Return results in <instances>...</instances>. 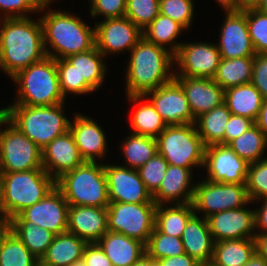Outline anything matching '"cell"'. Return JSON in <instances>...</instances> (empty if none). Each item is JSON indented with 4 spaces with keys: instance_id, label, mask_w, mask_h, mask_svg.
<instances>
[{
    "instance_id": "1",
    "label": "cell",
    "mask_w": 267,
    "mask_h": 266,
    "mask_svg": "<svg viewBox=\"0 0 267 266\" xmlns=\"http://www.w3.org/2000/svg\"><path fill=\"white\" fill-rule=\"evenodd\" d=\"M0 19V70L8 77L47 56L39 18Z\"/></svg>"
},
{
    "instance_id": "2",
    "label": "cell",
    "mask_w": 267,
    "mask_h": 266,
    "mask_svg": "<svg viewBox=\"0 0 267 266\" xmlns=\"http://www.w3.org/2000/svg\"><path fill=\"white\" fill-rule=\"evenodd\" d=\"M46 0L39 11L44 47L49 57L66 59L71 55L88 51L95 46V27L89 26L80 16L67 10H52ZM49 47V48H48Z\"/></svg>"
},
{
    "instance_id": "3",
    "label": "cell",
    "mask_w": 267,
    "mask_h": 266,
    "mask_svg": "<svg viewBox=\"0 0 267 266\" xmlns=\"http://www.w3.org/2000/svg\"><path fill=\"white\" fill-rule=\"evenodd\" d=\"M126 95H145L174 78V54L142 37L129 52ZM174 65V66H173Z\"/></svg>"
},
{
    "instance_id": "4",
    "label": "cell",
    "mask_w": 267,
    "mask_h": 266,
    "mask_svg": "<svg viewBox=\"0 0 267 266\" xmlns=\"http://www.w3.org/2000/svg\"><path fill=\"white\" fill-rule=\"evenodd\" d=\"M1 173L0 224H6L56 187V180L44 169Z\"/></svg>"
},
{
    "instance_id": "5",
    "label": "cell",
    "mask_w": 267,
    "mask_h": 266,
    "mask_svg": "<svg viewBox=\"0 0 267 266\" xmlns=\"http://www.w3.org/2000/svg\"><path fill=\"white\" fill-rule=\"evenodd\" d=\"M65 103L51 106L9 105L2 114L41 149L69 131L70 120Z\"/></svg>"
},
{
    "instance_id": "6",
    "label": "cell",
    "mask_w": 267,
    "mask_h": 266,
    "mask_svg": "<svg viewBox=\"0 0 267 266\" xmlns=\"http://www.w3.org/2000/svg\"><path fill=\"white\" fill-rule=\"evenodd\" d=\"M17 85L10 105L51 106L66 103L59 83L56 60L46 56L10 78Z\"/></svg>"
},
{
    "instance_id": "7",
    "label": "cell",
    "mask_w": 267,
    "mask_h": 266,
    "mask_svg": "<svg viewBox=\"0 0 267 266\" xmlns=\"http://www.w3.org/2000/svg\"><path fill=\"white\" fill-rule=\"evenodd\" d=\"M56 187L73 206L108 208L107 179L104 163L85 161L56 180Z\"/></svg>"
},
{
    "instance_id": "8",
    "label": "cell",
    "mask_w": 267,
    "mask_h": 266,
    "mask_svg": "<svg viewBox=\"0 0 267 266\" xmlns=\"http://www.w3.org/2000/svg\"><path fill=\"white\" fill-rule=\"evenodd\" d=\"M158 153L169 165L187 169L204 166L205 148L195 123L167 125L156 138Z\"/></svg>"
},
{
    "instance_id": "9",
    "label": "cell",
    "mask_w": 267,
    "mask_h": 266,
    "mask_svg": "<svg viewBox=\"0 0 267 266\" xmlns=\"http://www.w3.org/2000/svg\"><path fill=\"white\" fill-rule=\"evenodd\" d=\"M35 169H43L42 149L1 114L0 172Z\"/></svg>"
},
{
    "instance_id": "10",
    "label": "cell",
    "mask_w": 267,
    "mask_h": 266,
    "mask_svg": "<svg viewBox=\"0 0 267 266\" xmlns=\"http://www.w3.org/2000/svg\"><path fill=\"white\" fill-rule=\"evenodd\" d=\"M156 203L110 202L107 208L108 231L122 233L148 243L154 230Z\"/></svg>"
},
{
    "instance_id": "11",
    "label": "cell",
    "mask_w": 267,
    "mask_h": 266,
    "mask_svg": "<svg viewBox=\"0 0 267 266\" xmlns=\"http://www.w3.org/2000/svg\"><path fill=\"white\" fill-rule=\"evenodd\" d=\"M202 180V181H201ZM195 182L192 204L195 214L207 218L225 210L237 209L250 202L245 183L231 184L201 179Z\"/></svg>"
},
{
    "instance_id": "12",
    "label": "cell",
    "mask_w": 267,
    "mask_h": 266,
    "mask_svg": "<svg viewBox=\"0 0 267 266\" xmlns=\"http://www.w3.org/2000/svg\"><path fill=\"white\" fill-rule=\"evenodd\" d=\"M183 41L174 62L178 68L174 76L199 77L213 79L221 61L220 52L215 43Z\"/></svg>"
},
{
    "instance_id": "13",
    "label": "cell",
    "mask_w": 267,
    "mask_h": 266,
    "mask_svg": "<svg viewBox=\"0 0 267 266\" xmlns=\"http://www.w3.org/2000/svg\"><path fill=\"white\" fill-rule=\"evenodd\" d=\"M95 46L106 57L130 52L143 37L142 30L127 17L95 20Z\"/></svg>"
},
{
    "instance_id": "14",
    "label": "cell",
    "mask_w": 267,
    "mask_h": 266,
    "mask_svg": "<svg viewBox=\"0 0 267 266\" xmlns=\"http://www.w3.org/2000/svg\"><path fill=\"white\" fill-rule=\"evenodd\" d=\"M69 204L55 187L36 204L19 212L9 221H29L55 235L67 232Z\"/></svg>"
},
{
    "instance_id": "15",
    "label": "cell",
    "mask_w": 267,
    "mask_h": 266,
    "mask_svg": "<svg viewBox=\"0 0 267 266\" xmlns=\"http://www.w3.org/2000/svg\"><path fill=\"white\" fill-rule=\"evenodd\" d=\"M203 168L211 182L239 184L246 183L249 163L228 145L213 144L205 148Z\"/></svg>"
},
{
    "instance_id": "16",
    "label": "cell",
    "mask_w": 267,
    "mask_h": 266,
    "mask_svg": "<svg viewBox=\"0 0 267 266\" xmlns=\"http://www.w3.org/2000/svg\"><path fill=\"white\" fill-rule=\"evenodd\" d=\"M144 96L167 125L195 123L185 91L175 78Z\"/></svg>"
},
{
    "instance_id": "17",
    "label": "cell",
    "mask_w": 267,
    "mask_h": 266,
    "mask_svg": "<svg viewBox=\"0 0 267 266\" xmlns=\"http://www.w3.org/2000/svg\"><path fill=\"white\" fill-rule=\"evenodd\" d=\"M225 210L207 217L209 231L215 243L224 240L254 238L256 234L255 209L247 206Z\"/></svg>"
},
{
    "instance_id": "18",
    "label": "cell",
    "mask_w": 267,
    "mask_h": 266,
    "mask_svg": "<svg viewBox=\"0 0 267 266\" xmlns=\"http://www.w3.org/2000/svg\"><path fill=\"white\" fill-rule=\"evenodd\" d=\"M225 17L219 32L220 40L215 43L221 58L254 57L256 53L249 35L246 7L242 11L225 12Z\"/></svg>"
},
{
    "instance_id": "19",
    "label": "cell",
    "mask_w": 267,
    "mask_h": 266,
    "mask_svg": "<svg viewBox=\"0 0 267 266\" xmlns=\"http://www.w3.org/2000/svg\"><path fill=\"white\" fill-rule=\"evenodd\" d=\"M104 171L110 202L149 203L152 200L137 170L104 163Z\"/></svg>"
},
{
    "instance_id": "20",
    "label": "cell",
    "mask_w": 267,
    "mask_h": 266,
    "mask_svg": "<svg viewBox=\"0 0 267 266\" xmlns=\"http://www.w3.org/2000/svg\"><path fill=\"white\" fill-rule=\"evenodd\" d=\"M69 131L79 149L81 157L88 162H102L107 153L108 143L105 130L91 117L75 112Z\"/></svg>"
},
{
    "instance_id": "21",
    "label": "cell",
    "mask_w": 267,
    "mask_h": 266,
    "mask_svg": "<svg viewBox=\"0 0 267 266\" xmlns=\"http://www.w3.org/2000/svg\"><path fill=\"white\" fill-rule=\"evenodd\" d=\"M84 162L70 131L56 137L42 149L43 169L55 180Z\"/></svg>"
},
{
    "instance_id": "22",
    "label": "cell",
    "mask_w": 267,
    "mask_h": 266,
    "mask_svg": "<svg viewBox=\"0 0 267 266\" xmlns=\"http://www.w3.org/2000/svg\"><path fill=\"white\" fill-rule=\"evenodd\" d=\"M185 91L193 117L196 119L224 103L225 90L210 78L174 76Z\"/></svg>"
},
{
    "instance_id": "23",
    "label": "cell",
    "mask_w": 267,
    "mask_h": 266,
    "mask_svg": "<svg viewBox=\"0 0 267 266\" xmlns=\"http://www.w3.org/2000/svg\"><path fill=\"white\" fill-rule=\"evenodd\" d=\"M193 172V169L169 165L158 190L152 195L156 205L192 203L195 189Z\"/></svg>"
},
{
    "instance_id": "24",
    "label": "cell",
    "mask_w": 267,
    "mask_h": 266,
    "mask_svg": "<svg viewBox=\"0 0 267 266\" xmlns=\"http://www.w3.org/2000/svg\"><path fill=\"white\" fill-rule=\"evenodd\" d=\"M107 231V208L69 205L67 232L97 243Z\"/></svg>"
},
{
    "instance_id": "25",
    "label": "cell",
    "mask_w": 267,
    "mask_h": 266,
    "mask_svg": "<svg viewBox=\"0 0 267 266\" xmlns=\"http://www.w3.org/2000/svg\"><path fill=\"white\" fill-rule=\"evenodd\" d=\"M181 240L185 253L200 264L212 260L215 242L206 218L194 214L188 220Z\"/></svg>"
},
{
    "instance_id": "26",
    "label": "cell",
    "mask_w": 267,
    "mask_h": 266,
    "mask_svg": "<svg viewBox=\"0 0 267 266\" xmlns=\"http://www.w3.org/2000/svg\"><path fill=\"white\" fill-rule=\"evenodd\" d=\"M112 266H131L145 253V244L122 233L107 231L97 242Z\"/></svg>"
},
{
    "instance_id": "27",
    "label": "cell",
    "mask_w": 267,
    "mask_h": 266,
    "mask_svg": "<svg viewBox=\"0 0 267 266\" xmlns=\"http://www.w3.org/2000/svg\"><path fill=\"white\" fill-rule=\"evenodd\" d=\"M126 98L135 107L129 120L130 133L157 138L167 124L151 102L144 95H128Z\"/></svg>"
},
{
    "instance_id": "28",
    "label": "cell",
    "mask_w": 267,
    "mask_h": 266,
    "mask_svg": "<svg viewBox=\"0 0 267 266\" xmlns=\"http://www.w3.org/2000/svg\"><path fill=\"white\" fill-rule=\"evenodd\" d=\"M86 245L87 242L75 234H57L39 261L46 266H70L82 259Z\"/></svg>"
},
{
    "instance_id": "29",
    "label": "cell",
    "mask_w": 267,
    "mask_h": 266,
    "mask_svg": "<svg viewBox=\"0 0 267 266\" xmlns=\"http://www.w3.org/2000/svg\"><path fill=\"white\" fill-rule=\"evenodd\" d=\"M104 57L94 46L88 51L71 55L66 60L78 73V83H88L96 91L102 87L108 72Z\"/></svg>"
},
{
    "instance_id": "30",
    "label": "cell",
    "mask_w": 267,
    "mask_h": 266,
    "mask_svg": "<svg viewBox=\"0 0 267 266\" xmlns=\"http://www.w3.org/2000/svg\"><path fill=\"white\" fill-rule=\"evenodd\" d=\"M264 98L250 82L225 90L224 103L233 115L247 117L255 122Z\"/></svg>"
},
{
    "instance_id": "31",
    "label": "cell",
    "mask_w": 267,
    "mask_h": 266,
    "mask_svg": "<svg viewBox=\"0 0 267 266\" xmlns=\"http://www.w3.org/2000/svg\"><path fill=\"white\" fill-rule=\"evenodd\" d=\"M194 214L192 203L157 205L154 228L163 234L181 238L188 220Z\"/></svg>"
},
{
    "instance_id": "32",
    "label": "cell",
    "mask_w": 267,
    "mask_h": 266,
    "mask_svg": "<svg viewBox=\"0 0 267 266\" xmlns=\"http://www.w3.org/2000/svg\"><path fill=\"white\" fill-rule=\"evenodd\" d=\"M231 114L228 106L223 103L196 118V129L205 146L225 145V127Z\"/></svg>"
},
{
    "instance_id": "33",
    "label": "cell",
    "mask_w": 267,
    "mask_h": 266,
    "mask_svg": "<svg viewBox=\"0 0 267 266\" xmlns=\"http://www.w3.org/2000/svg\"><path fill=\"white\" fill-rule=\"evenodd\" d=\"M186 30L175 20L168 16L160 14L142 30L143 37L156 45L162 46L172 54H176L183 40H179L181 33Z\"/></svg>"
},
{
    "instance_id": "34",
    "label": "cell",
    "mask_w": 267,
    "mask_h": 266,
    "mask_svg": "<svg viewBox=\"0 0 267 266\" xmlns=\"http://www.w3.org/2000/svg\"><path fill=\"white\" fill-rule=\"evenodd\" d=\"M39 262L6 224H0V266H36Z\"/></svg>"
},
{
    "instance_id": "35",
    "label": "cell",
    "mask_w": 267,
    "mask_h": 266,
    "mask_svg": "<svg viewBox=\"0 0 267 266\" xmlns=\"http://www.w3.org/2000/svg\"><path fill=\"white\" fill-rule=\"evenodd\" d=\"M254 238L214 243L212 262L218 266H243L255 254Z\"/></svg>"
},
{
    "instance_id": "36",
    "label": "cell",
    "mask_w": 267,
    "mask_h": 266,
    "mask_svg": "<svg viewBox=\"0 0 267 266\" xmlns=\"http://www.w3.org/2000/svg\"><path fill=\"white\" fill-rule=\"evenodd\" d=\"M253 64L254 57L221 58L213 80L224 90L250 83L252 80Z\"/></svg>"
},
{
    "instance_id": "37",
    "label": "cell",
    "mask_w": 267,
    "mask_h": 266,
    "mask_svg": "<svg viewBox=\"0 0 267 266\" xmlns=\"http://www.w3.org/2000/svg\"><path fill=\"white\" fill-rule=\"evenodd\" d=\"M6 225L39 260L46 253L55 236L51 231L29 221H8Z\"/></svg>"
},
{
    "instance_id": "38",
    "label": "cell",
    "mask_w": 267,
    "mask_h": 266,
    "mask_svg": "<svg viewBox=\"0 0 267 266\" xmlns=\"http://www.w3.org/2000/svg\"><path fill=\"white\" fill-rule=\"evenodd\" d=\"M120 147L123 158H125L124 164L120 165L135 170H138L158 153L156 138L133 133L122 140Z\"/></svg>"
},
{
    "instance_id": "39",
    "label": "cell",
    "mask_w": 267,
    "mask_h": 266,
    "mask_svg": "<svg viewBox=\"0 0 267 266\" xmlns=\"http://www.w3.org/2000/svg\"><path fill=\"white\" fill-rule=\"evenodd\" d=\"M228 146L249 164L267 157V137L255 124Z\"/></svg>"
},
{
    "instance_id": "40",
    "label": "cell",
    "mask_w": 267,
    "mask_h": 266,
    "mask_svg": "<svg viewBox=\"0 0 267 266\" xmlns=\"http://www.w3.org/2000/svg\"><path fill=\"white\" fill-rule=\"evenodd\" d=\"M146 254L155 261L184 254L181 238L158 232L155 228L145 245Z\"/></svg>"
},
{
    "instance_id": "41",
    "label": "cell",
    "mask_w": 267,
    "mask_h": 266,
    "mask_svg": "<svg viewBox=\"0 0 267 266\" xmlns=\"http://www.w3.org/2000/svg\"><path fill=\"white\" fill-rule=\"evenodd\" d=\"M56 66L61 92L65 98L68 94L83 96L95 92L88 83H78V73L66 59H56Z\"/></svg>"
},
{
    "instance_id": "42",
    "label": "cell",
    "mask_w": 267,
    "mask_h": 266,
    "mask_svg": "<svg viewBox=\"0 0 267 266\" xmlns=\"http://www.w3.org/2000/svg\"><path fill=\"white\" fill-rule=\"evenodd\" d=\"M250 39L256 54H267V13L246 7Z\"/></svg>"
},
{
    "instance_id": "43",
    "label": "cell",
    "mask_w": 267,
    "mask_h": 266,
    "mask_svg": "<svg viewBox=\"0 0 267 266\" xmlns=\"http://www.w3.org/2000/svg\"><path fill=\"white\" fill-rule=\"evenodd\" d=\"M245 185L251 202L267 198V157L249 164Z\"/></svg>"
},
{
    "instance_id": "44",
    "label": "cell",
    "mask_w": 267,
    "mask_h": 266,
    "mask_svg": "<svg viewBox=\"0 0 267 266\" xmlns=\"http://www.w3.org/2000/svg\"><path fill=\"white\" fill-rule=\"evenodd\" d=\"M159 2L160 0H126L125 17L143 30L159 15Z\"/></svg>"
},
{
    "instance_id": "45",
    "label": "cell",
    "mask_w": 267,
    "mask_h": 266,
    "mask_svg": "<svg viewBox=\"0 0 267 266\" xmlns=\"http://www.w3.org/2000/svg\"><path fill=\"white\" fill-rule=\"evenodd\" d=\"M194 0H160V14L170 17L179 23L186 31L193 25Z\"/></svg>"
},
{
    "instance_id": "46",
    "label": "cell",
    "mask_w": 267,
    "mask_h": 266,
    "mask_svg": "<svg viewBox=\"0 0 267 266\" xmlns=\"http://www.w3.org/2000/svg\"><path fill=\"white\" fill-rule=\"evenodd\" d=\"M168 162L159 153H156L146 164L137 171L147 191L153 195L159 188L168 169Z\"/></svg>"
},
{
    "instance_id": "47",
    "label": "cell",
    "mask_w": 267,
    "mask_h": 266,
    "mask_svg": "<svg viewBox=\"0 0 267 266\" xmlns=\"http://www.w3.org/2000/svg\"><path fill=\"white\" fill-rule=\"evenodd\" d=\"M46 0H0V19L30 17Z\"/></svg>"
},
{
    "instance_id": "48",
    "label": "cell",
    "mask_w": 267,
    "mask_h": 266,
    "mask_svg": "<svg viewBox=\"0 0 267 266\" xmlns=\"http://www.w3.org/2000/svg\"><path fill=\"white\" fill-rule=\"evenodd\" d=\"M88 2H90L89 15L95 19L100 16L103 19L125 17L126 0H88Z\"/></svg>"
},
{
    "instance_id": "49",
    "label": "cell",
    "mask_w": 267,
    "mask_h": 266,
    "mask_svg": "<svg viewBox=\"0 0 267 266\" xmlns=\"http://www.w3.org/2000/svg\"><path fill=\"white\" fill-rule=\"evenodd\" d=\"M251 83L267 98V54H255Z\"/></svg>"
},
{
    "instance_id": "50",
    "label": "cell",
    "mask_w": 267,
    "mask_h": 266,
    "mask_svg": "<svg viewBox=\"0 0 267 266\" xmlns=\"http://www.w3.org/2000/svg\"><path fill=\"white\" fill-rule=\"evenodd\" d=\"M254 125V121L243 116L231 114L225 127V145L236 139Z\"/></svg>"
},
{
    "instance_id": "51",
    "label": "cell",
    "mask_w": 267,
    "mask_h": 266,
    "mask_svg": "<svg viewBox=\"0 0 267 266\" xmlns=\"http://www.w3.org/2000/svg\"><path fill=\"white\" fill-rule=\"evenodd\" d=\"M82 260L86 266H112L111 261L97 243H87Z\"/></svg>"
},
{
    "instance_id": "52",
    "label": "cell",
    "mask_w": 267,
    "mask_h": 266,
    "mask_svg": "<svg viewBox=\"0 0 267 266\" xmlns=\"http://www.w3.org/2000/svg\"><path fill=\"white\" fill-rule=\"evenodd\" d=\"M158 266H200L194 258L184 253L178 256H172L156 260Z\"/></svg>"
},
{
    "instance_id": "53",
    "label": "cell",
    "mask_w": 267,
    "mask_h": 266,
    "mask_svg": "<svg viewBox=\"0 0 267 266\" xmlns=\"http://www.w3.org/2000/svg\"><path fill=\"white\" fill-rule=\"evenodd\" d=\"M261 206L255 207L256 233L267 234V198L257 200Z\"/></svg>"
},
{
    "instance_id": "54",
    "label": "cell",
    "mask_w": 267,
    "mask_h": 266,
    "mask_svg": "<svg viewBox=\"0 0 267 266\" xmlns=\"http://www.w3.org/2000/svg\"><path fill=\"white\" fill-rule=\"evenodd\" d=\"M254 240L256 254L267 261V234L256 233Z\"/></svg>"
},
{
    "instance_id": "55",
    "label": "cell",
    "mask_w": 267,
    "mask_h": 266,
    "mask_svg": "<svg viewBox=\"0 0 267 266\" xmlns=\"http://www.w3.org/2000/svg\"><path fill=\"white\" fill-rule=\"evenodd\" d=\"M254 124L266 135L267 137V98L263 100L258 117Z\"/></svg>"
},
{
    "instance_id": "56",
    "label": "cell",
    "mask_w": 267,
    "mask_h": 266,
    "mask_svg": "<svg viewBox=\"0 0 267 266\" xmlns=\"http://www.w3.org/2000/svg\"><path fill=\"white\" fill-rule=\"evenodd\" d=\"M223 12L229 11H242L245 6L241 3V0H216Z\"/></svg>"
},
{
    "instance_id": "57",
    "label": "cell",
    "mask_w": 267,
    "mask_h": 266,
    "mask_svg": "<svg viewBox=\"0 0 267 266\" xmlns=\"http://www.w3.org/2000/svg\"><path fill=\"white\" fill-rule=\"evenodd\" d=\"M131 266H158L157 262L146 253Z\"/></svg>"
},
{
    "instance_id": "58",
    "label": "cell",
    "mask_w": 267,
    "mask_h": 266,
    "mask_svg": "<svg viewBox=\"0 0 267 266\" xmlns=\"http://www.w3.org/2000/svg\"><path fill=\"white\" fill-rule=\"evenodd\" d=\"M243 266H267V261L255 253Z\"/></svg>"
},
{
    "instance_id": "59",
    "label": "cell",
    "mask_w": 267,
    "mask_h": 266,
    "mask_svg": "<svg viewBox=\"0 0 267 266\" xmlns=\"http://www.w3.org/2000/svg\"><path fill=\"white\" fill-rule=\"evenodd\" d=\"M252 7L260 12L267 13V0H257Z\"/></svg>"
},
{
    "instance_id": "60",
    "label": "cell",
    "mask_w": 267,
    "mask_h": 266,
    "mask_svg": "<svg viewBox=\"0 0 267 266\" xmlns=\"http://www.w3.org/2000/svg\"><path fill=\"white\" fill-rule=\"evenodd\" d=\"M257 0H241V3L245 7L253 6L256 3Z\"/></svg>"
},
{
    "instance_id": "61",
    "label": "cell",
    "mask_w": 267,
    "mask_h": 266,
    "mask_svg": "<svg viewBox=\"0 0 267 266\" xmlns=\"http://www.w3.org/2000/svg\"><path fill=\"white\" fill-rule=\"evenodd\" d=\"M70 266H86L82 259L72 263Z\"/></svg>"
},
{
    "instance_id": "62",
    "label": "cell",
    "mask_w": 267,
    "mask_h": 266,
    "mask_svg": "<svg viewBox=\"0 0 267 266\" xmlns=\"http://www.w3.org/2000/svg\"><path fill=\"white\" fill-rule=\"evenodd\" d=\"M200 266H218L217 264H215L214 262L212 261H209V262H206V263H203V264H200Z\"/></svg>"
},
{
    "instance_id": "63",
    "label": "cell",
    "mask_w": 267,
    "mask_h": 266,
    "mask_svg": "<svg viewBox=\"0 0 267 266\" xmlns=\"http://www.w3.org/2000/svg\"><path fill=\"white\" fill-rule=\"evenodd\" d=\"M2 173L0 172V202H1V191H2Z\"/></svg>"
},
{
    "instance_id": "64",
    "label": "cell",
    "mask_w": 267,
    "mask_h": 266,
    "mask_svg": "<svg viewBox=\"0 0 267 266\" xmlns=\"http://www.w3.org/2000/svg\"><path fill=\"white\" fill-rule=\"evenodd\" d=\"M36 266H46L44 264H42L40 261L36 264Z\"/></svg>"
}]
</instances>
